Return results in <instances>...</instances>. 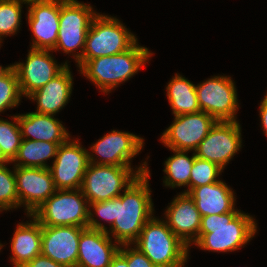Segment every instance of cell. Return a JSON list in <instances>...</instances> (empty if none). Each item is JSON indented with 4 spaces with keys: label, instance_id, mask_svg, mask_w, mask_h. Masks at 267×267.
I'll return each instance as SVG.
<instances>
[{
    "label": "cell",
    "instance_id": "obj_1",
    "mask_svg": "<svg viewBox=\"0 0 267 267\" xmlns=\"http://www.w3.org/2000/svg\"><path fill=\"white\" fill-rule=\"evenodd\" d=\"M150 170L141 174L123 193L111 200L89 204L87 227L99 229L113 237L114 242L133 244L144 225L153 217L154 205L149 185ZM91 207L93 211L91 210ZM109 223L110 229L94 218V214Z\"/></svg>",
    "mask_w": 267,
    "mask_h": 267
},
{
    "label": "cell",
    "instance_id": "obj_2",
    "mask_svg": "<svg viewBox=\"0 0 267 267\" xmlns=\"http://www.w3.org/2000/svg\"><path fill=\"white\" fill-rule=\"evenodd\" d=\"M257 233L253 216L234 209L224 214L201 217L198 238L193 243L211 252H233L247 245Z\"/></svg>",
    "mask_w": 267,
    "mask_h": 267
},
{
    "label": "cell",
    "instance_id": "obj_3",
    "mask_svg": "<svg viewBox=\"0 0 267 267\" xmlns=\"http://www.w3.org/2000/svg\"><path fill=\"white\" fill-rule=\"evenodd\" d=\"M152 55L147 47L136 42L122 53L90 59L78 71L100 91L109 94L118 85L132 78L149 62Z\"/></svg>",
    "mask_w": 267,
    "mask_h": 267
},
{
    "label": "cell",
    "instance_id": "obj_4",
    "mask_svg": "<svg viewBox=\"0 0 267 267\" xmlns=\"http://www.w3.org/2000/svg\"><path fill=\"white\" fill-rule=\"evenodd\" d=\"M132 245L156 267H184L190 251L171 231L167 222L155 216L144 225Z\"/></svg>",
    "mask_w": 267,
    "mask_h": 267
},
{
    "label": "cell",
    "instance_id": "obj_5",
    "mask_svg": "<svg viewBox=\"0 0 267 267\" xmlns=\"http://www.w3.org/2000/svg\"><path fill=\"white\" fill-rule=\"evenodd\" d=\"M146 161L133 170L131 166H112L89 163L81 191L88 203L102 202L119 197L129 185L148 170Z\"/></svg>",
    "mask_w": 267,
    "mask_h": 267
},
{
    "label": "cell",
    "instance_id": "obj_6",
    "mask_svg": "<svg viewBox=\"0 0 267 267\" xmlns=\"http://www.w3.org/2000/svg\"><path fill=\"white\" fill-rule=\"evenodd\" d=\"M136 42V35L131 33L117 17L98 13L91 22L85 49L77 62V67L80 69L93 58L122 53Z\"/></svg>",
    "mask_w": 267,
    "mask_h": 267
},
{
    "label": "cell",
    "instance_id": "obj_7",
    "mask_svg": "<svg viewBox=\"0 0 267 267\" xmlns=\"http://www.w3.org/2000/svg\"><path fill=\"white\" fill-rule=\"evenodd\" d=\"M97 14L89 4L77 0H60V27L54 51L62 50L68 55L73 53L77 63L83 55L88 30ZM77 48L80 51L76 52Z\"/></svg>",
    "mask_w": 267,
    "mask_h": 267
},
{
    "label": "cell",
    "instance_id": "obj_8",
    "mask_svg": "<svg viewBox=\"0 0 267 267\" xmlns=\"http://www.w3.org/2000/svg\"><path fill=\"white\" fill-rule=\"evenodd\" d=\"M32 216L41 226L87 227L89 203L81 189L56 190Z\"/></svg>",
    "mask_w": 267,
    "mask_h": 267
},
{
    "label": "cell",
    "instance_id": "obj_9",
    "mask_svg": "<svg viewBox=\"0 0 267 267\" xmlns=\"http://www.w3.org/2000/svg\"><path fill=\"white\" fill-rule=\"evenodd\" d=\"M234 80L219 75L208 78L196 85L197 99L201 111L216 121H237L239 103Z\"/></svg>",
    "mask_w": 267,
    "mask_h": 267
},
{
    "label": "cell",
    "instance_id": "obj_10",
    "mask_svg": "<svg viewBox=\"0 0 267 267\" xmlns=\"http://www.w3.org/2000/svg\"><path fill=\"white\" fill-rule=\"evenodd\" d=\"M88 153L79 140L70 138L59 145L52 166L49 167L56 190L81 189L89 165Z\"/></svg>",
    "mask_w": 267,
    "mask_h": 267
},
{
    "label": "cell",
    "instance_id": "obj_11",
    "mask_svg": "<svg viewBox=\"0 0 267 267\" xmlns=\"http://www.w3.org/2000/svg\"><path fill=\"white\" fill-rule=\"evenodd\" d=\"M241 125L237 121H217L194 151L197 158L216 163L224 170L242 147Z\"/></svg>",
    "mask_w": 267,
    "mask_h": 267
},
{
    "label": "cell",
    "instance_id": "obj_12",
    "mask_svg": "<svg viewBox=\"0 0 267 267\" xmlns=\"http://www.w3.org/2000/svg\"><path fill=\"white\" fill-rule=\"evenodd\" d=\"M216 122L203 111L174 116L173 123L162 133L160 141L169 149L195 151Z\"/></svg>",
    "mask_w": 267,
    "mask_h": 267
},
{
    "label": "cell",
    "instance_id": "obj_13",
    "mask_svg": "<svg viewBox=\"0 0 267 267\" xmlns=\"http://www.w3.org/2000/svg\"><path fill=\"white\" fill-rule=\"evenodd\" d=\"M144 139L126 131L112 130L91 145L89 163L112 166H131V160L139 155ZM93 153L99 157V160Z\"/></svg>",
    "mask_w": 267,
    "mask_h": 267
},
{
    "label": "cell",
    "instance_id": "obj_14",
    "mask_svg": "<svg viewBox=\"0 0 267 267\" xmlns=\"http://www.w3.org/2000/svg\"><path fill=\"white\" fill-rule=\"evenodd\" d=\"M50 52L53 51L30 48L25 62L12 64L18 76L22 96L27 98L68 65V61L58 64Z\"/></svg>",
    "mask_w": 267,
    "mask_h": 267
},
{
    "label": "cell",
    "instance_id": "obj_15",
    "mask_svg": "<svg viewBox=\"0 0 267 267\" xmlns=\"http://www.w3.org/2000/svg\"><path fill=\"white\" fill-rule=\"evenodd\" d=\"M27 7L28 25L34 37L30 48L53 51L60 27V0H31Z\"/></svg>",
    "mask_w": 267,
    "mask_h": 267
},
{
    "label": "cell",
    "instance_id": "obj_16",
    "mask_svg": "<svg viewBox=\"0 0 267 267\" xmlns=\"http://www.w3.org/2000/svg\"><path fill=\"white\" fill-rule=\"evenodd\" d=\"M19 207L32 215L56 191L49 168L14 166ZM23 205V206H22Z\"/></svg>",
    "mask_w": 267,
    "mask_h": 267
},
{
    "label": "cell",
    "instance_id": "obj_17",
    "mask_svg": "<svg viewBox=\"0 0 267 267\" xmlns=\"http://www.w3.org/2000/svg\"><path fill=\"white\" fill-rule=\"evenodd\" d=\"M80 226H42L41 254L67 267H77Z\"/></svg>",
    "mask_w": 267,
    "mask_h": 267
},
{
    "label": "cell",
    "instance_id": "obj_18",
    "mask_svg": "<svg viewBox=\"0 0 267 267\" xmlns=\"http://www.w3.org/2000/svg\"><path fill=\"white\" fill-rule=\"evenodd\" d=\"M165 210V221L171 231L187 246L197 240L201 216L195 201L187 193H179Z\"/></svg>",
    "mask_w": 267,
    "mask_h": 267
},
{
    "label": "cell",
    "instance_id": "obj_19",
    "mask_svg": "<svg viewBox=\"0 0 267 267\" xmlns=\"http://www.w3.org/2000/svg\"><path fill=\"white\" fill-rule=\"evenodd\" d=\"M120 246L106 231L86 227L80 235L77 267H109Z\"/></svg>",
    "mask_w": 267,
    "mask_h": 267
},
{
    "label": "cell",
    "instance_id": "obj_20",
    "mask_svg": "<svg viewBox=\"0 0 267 267\" xmlns=\"http://www.w3.org/2000/svg\"><path fill=\"white\" fill-rule=\"evenodd\" d=\"M67 65L46 85L27 98L37 102L36 113L54 115L62 110L70 100L73 89V76Z\"/></svg>",
    "mask_w": 267,
    "mask_h": 267
},
{
    "label": "cell",
    "instance_id": "obj_21",
    "mask_svg": "<svg viewBox=\"0 0 267 267\" xmlns=\"http://www.w3.org/2000/svg\"><path fill=\"white\" fill-rule=\"evenodd\" d=\"M17 120L22 139L47 141L61 145L71 138L62 122L54 115L28 112L18 114Z\"/></svg>",
    "mask_w": 267,
    "mask_h": 267
},
{
    "label": "cell",
    "instance_id": "obj_22",
    "mask_svg": "<svg viewBox=\"0 0 267 267\" xmlns=\"http://www.w3.org/2000/svg\"><path fill=\"white\" fill-rule=\"evenodd\" d=\"M187 194L195 201L201 217L224 214L235 209V193L222 180L192 188Z\"/></svg>",
    "mask_w": 267,
    "mask_h": 267
},
{
    "label": "cell",
    "instance_id": "obj_23",
    "mask_svg": "<svg viewBox=\"0 0 267 267\" xmlns=\"http://www.w3.org/2000/svg\"><path fill=\"white\" fill-rule=\"evenodd\" d=\"M28 216L31 218L30 222L19 223L10 241V260L14 267H23L41 254L42 226L32 215Z\"/></svg>",
    "mask_w": 267,
    "mask_h": 267
},
{
    "label": "cell",
    "instance_id": "obj_24",
    "mask_svg": "<svg viewBox=\"0 0 267 267\" xmlns=\"http://www.w3.org/2000/svg\"><path fill=\"white\" fill-rule=\"evenodd\" d=\"M167 99L174 116L201 111L196 92V85L179 73L167 84Z\"/></svg>",
    "mask_w": 267,
    "mask_h": 267
},
{
    "label": "cell",
    "instance_id": "obj_25",
    "mask_svg": "<svg viewBox=\"0 0 267 267\" xmlns=\"http://www.w3.org/2000/svg\"><path fill=\"white\" fill-rule=\"evenodd\" d=\"M58 147L57 143L22 139L18 153L11 163L21 167L49 168L47 160L55 159Z\"/></svg>",
    "mask_w": 267,
    "mask_h": 267
},
{
    "label": "cell",
    "instance_id": "obj_26",
    "mask_svg": "<svg viewBox=\"0 0 267 267\" xmlns=\"http://www.w3.org/2000/svg\"><path fill=\"white\" fill-rule=\"evenodd\" d=\"M174 155L167 158L164 164L163 183L166 187L176 188L187 186V190L183 191L188 193L190 191V175L193 168L195 152L189 157L187 154L190 151L170 149Z\"/></svg>",
    "mask_w": 267,
    "mask_h": 267
},
{
    "label": "cell",
    "instance_id": "obj_27",
    "mask_svg": "<svg viewBox=\"0 0 267 267\" xmlns=\"http://www.w3.org/2000/svg\"><path fill=\"white\" fill-rule=\"evenodd\" d=\"M25 0H0V40L15 35L21 28V17Z\"/></svg>",
    "mask_w": 267,
    "mask_h": 267
},
{
    "label": "cell",
    "instance_id": "obj_28",
    "mask_svg": "<svg viewBox=\"0 0 267 267\" xmlns=\"http://www.w3.org/2000/svg\"><path fill=\"white\" fill-rule=\"evenodd\" d=\"M10 117L13 119L12 121L0 118V147L4 156L12 162L21 145L22 135L17 115Z\"/></svg>",
    "mask_w": 267,
    "mask_h": 267
},
{
    "label": "cell",
    "instance_id": "obj_29",
    "mask_svg": "<svg viewBox=\"0 0 267 267\" xmlns=\"http://www.w3.org/2000/svg\"><path fill=\"white\" fill-rule=\"evenodd\" d=\"M7 164L0 165V212L19 208L16 177Z\"/></svg>",
    "mask_w": 267,
    "mask_h": 267
},
{
    "label": "cell",
    "instance_id": "obj_30",
    "mask_svg": "<svg viewBox=\"0 0 267 267\" xmlns=\"http://www.w3.org/2000/svg\"><path fill=\"white\" fill-rule=\"evenodd\" d=\"M22 97L18 76L12 67L0 78V113L6 109L17 107Z\"/></svg>",
    "mask_w": 267,
    "mask_h": 267
},
{
    "label": "cell",
    "instance_id": "obj_31",
    "mask_svg": "<svg viewBox=\"0 0 267 267\" xmlns=\"http://www.w3.org/2000/svg\"><path fill=\"white\" fill-rule=\"evenodd\" d=\"M222 172L223 169L216 163L195 156L190 175V190L198 186L208 185L219 181V176Z\"/></svg>",
    "mask_w": 267,
    "mask_h": 267
},
{
    "label": "cell",
    "instance_id": "obj_32",
    "mask_svg": "<svg viewBox=\"0 0 267 267\" xmlns=\"http://www.w3.org/2000/svg\"><path fill=\"white\" fill-rule=\"evenodd\" d=\"M127 263L128 267H156L139 249L132 248V244H127Z\"/></svg>",
    "mask_w": 267,
    "mask_h": 267
},
{
    "label": "cell",
    "instance_id": "obj_33",
    "mask_svg": "<svg viewBox=\"0 0 267 267\" xmlns=\"http://www.w3.org/2000/svg\"><path fill=\"white\" fill-rule=\"evenodd\" d=\"M23 267H67L63 264L57 263L49 257L42 254L36 256L34 259L26 263Z\"/></svg>",
    "mask_w": 267,
    "mask_h": 267
},
{
    "label": "cell",
    "instance_id": "obj_34",
    "mask_svg": "<svg viewBox=\"0 0 267 267\" xmlns=\"http://www.w3.org/2000/svg\"><path fill=\"white\" fill-rule=\"evenodd\" d=\"M109 267H128L127 263V244H122L120 246L117 254L112 258Z\"/></svg>",
    "mask_w": 267,
    "mask_h": 267
},
{
    "label": "cell",
    "instance_id": "obj_35",
    "mask_svg": "<svg viewBox=\"0 0 267 267\" xmlns=\"http://www.w3.org/2000/svg\"><path fill=\"white\" fill-rule=\"evenodd\" d=\"M259 110V117L261 118L262 129L265 135L267 136V93L260 103Z\"/></svg>",
    "mask_w": 267,
    "mask_h": 267
},
{
    "label": "cell",
    "instance_id": "obj_36",
    "mask_svg": "<svg viewBox=\"0 0 267 267\" xmlns=\"http://www.w3.org/2000/svg\"><path fill=\"white\" fill-rule=\"evenodd\" d=\"M13 67V65H9V66H6V67H2L0 65V78L3 77L11 68Z\"/></svg>",
    "mask_w": 267,
    "mask_h": 267
},
{
    "label": "cell",
    "instance_id": "obj_37",
    "mask_svg": "<svg viewBox=\"0 0 267 267\" xmlns=\"http://www.w3.org/2000/svg\"><path fill=\"white\" fill-rule=\"evenodd\" d=\"M11 162L4 156L0 147V165L10 164Z\"/></svg>",
    "mask_w": 267,
    "mask_h": 267
},
{
    "label": "cell",
    "instance_id": "obj_38",
    "mask_svg": "<svg viewBox=\"0 0 267 267\" xmlns=\"http://www.w3.org/2000/svg\"><path fill=\"white\" fill-rule=\"evenodd\" d=\"M2 247H3V244L0 243V251H1Z\"/></svg>",
    "mask_w": 267,
    "mask_h": 267
}]
</instances>
